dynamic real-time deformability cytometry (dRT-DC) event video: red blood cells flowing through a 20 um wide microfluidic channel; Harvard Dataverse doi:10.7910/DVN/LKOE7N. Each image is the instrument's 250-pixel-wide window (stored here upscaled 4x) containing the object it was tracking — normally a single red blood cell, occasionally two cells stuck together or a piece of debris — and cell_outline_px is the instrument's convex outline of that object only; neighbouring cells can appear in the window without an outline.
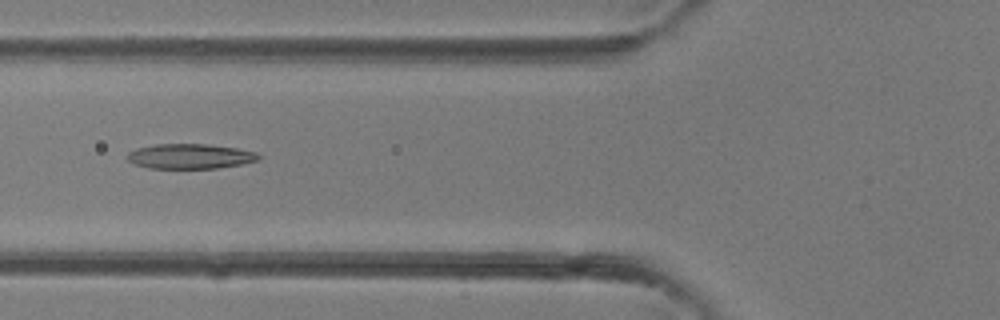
{"species": "common noctule bat (a hibernating species)", "species_latin": "Nyctalus noctula", "temperature_condition": "room temperature", "stored_images_in_passage": 41, "camera_frame_rate_fps": 3000, "um_per_image_px": 0.085, "animal": {"sex": "female"}, "frame": {"image": 1, "passage_image": 16, "time_ms": 5.0, "image_size_px": [1000, 320], "cell_outline_px": [[260, 160], [240, 164], [216, 168], [148, 168], [136, 164], [128, 160], [124, 156], [128, 152], [136, 148], [156, 144], [208, 144], [236, 148], [256, 152], [260, 156]], "centroid_in_image_um": [16.13, 13.28], "position_along_channel_um": 109.7, "area_um2": 19.07}}
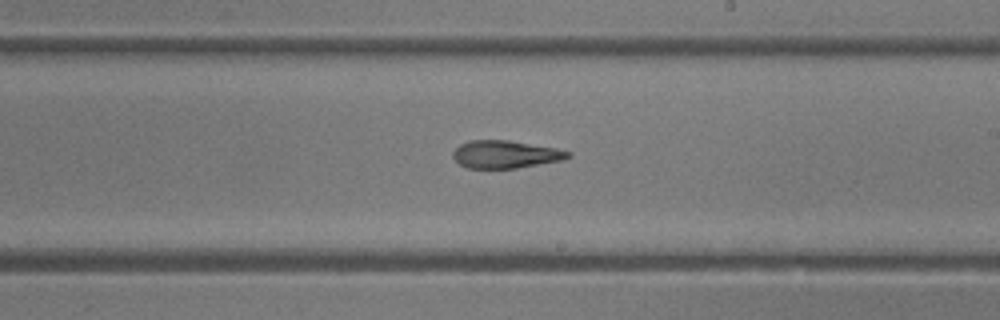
{"frame": {"image": 2, "passage_image": 24, "time_ms": 7.667, "image_size_px": [1000, 320], "cell_outline_px": [[572, 156], [564, 160], [516, 168], [468, 168], [460, 164], [452, 156], [452, 152], [460, 144], [468, 140], [508, 140], [556, 148], [572, 152]], "centroid_in_image_um": [42.98, 13.11], "position_along_channel_um": 246.0, "area_um2": 18.61}}
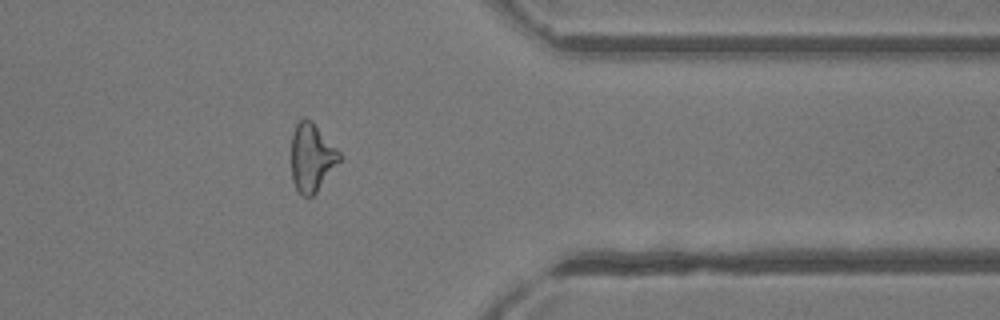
{"frame": {"image": 3, "passage_image": 33, "time_ms": 10.667, "image_size_px": [1000, 320], "cell_outline_px": [[344, 156], [316, 192], [312, 196], [304, 196], [296, 188], [292, 180], [292, 132], [296, 124], [304, 116], [308, 116], [312, 120]], "centroid_in_image_um": [26.51, 13.33], "position_along_channel_um": 384.9, "area_um2": 19.25}}